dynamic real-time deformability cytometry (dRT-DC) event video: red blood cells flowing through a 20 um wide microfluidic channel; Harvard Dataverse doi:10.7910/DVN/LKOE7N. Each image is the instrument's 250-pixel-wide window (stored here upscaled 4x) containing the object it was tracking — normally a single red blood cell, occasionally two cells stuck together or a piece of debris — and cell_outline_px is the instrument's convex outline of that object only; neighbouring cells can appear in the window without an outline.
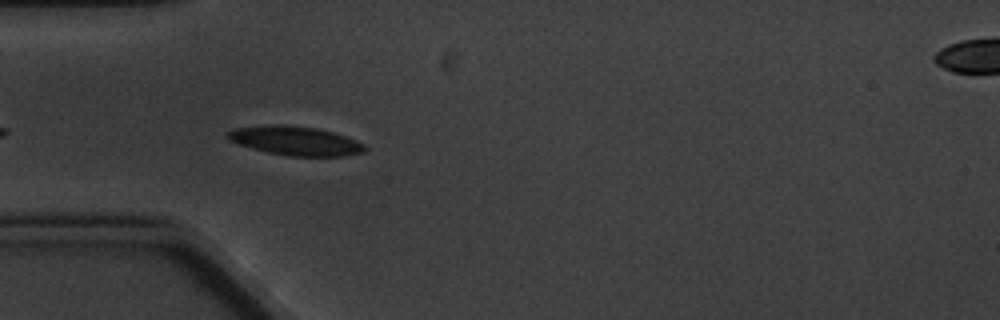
{"species": "common noctule bat (a hibernating species)", "species_latin": "Nyctalus noctula", "temperature_condition": "cold", "stored_images_in_passage": 3, "camera_frame_rate_fps": 3000, "um_per_image_px": 0.085, "animal": {"sex": "male", "body_mass_g": 20.1, "forearm_length_mm": 53.5}, "frame": {"image": 1, "passage_image": 2, "time_ms": 1.333, "image_size_px": [1000, 320], "cell_outline_px": [[368, 148], [364, 152], [344, 156], [288, 156], [268, 152], [252, 148], [228, 140], [228, 132], [236, 128], [276, 124], [280, 124], [316, 128], [332, 132], [344, 136], [364, 144]], "centroid_in_image_um": [25.14, 11.98], "position_along_channel_um": 59.9, "area_um2": 22.89}}